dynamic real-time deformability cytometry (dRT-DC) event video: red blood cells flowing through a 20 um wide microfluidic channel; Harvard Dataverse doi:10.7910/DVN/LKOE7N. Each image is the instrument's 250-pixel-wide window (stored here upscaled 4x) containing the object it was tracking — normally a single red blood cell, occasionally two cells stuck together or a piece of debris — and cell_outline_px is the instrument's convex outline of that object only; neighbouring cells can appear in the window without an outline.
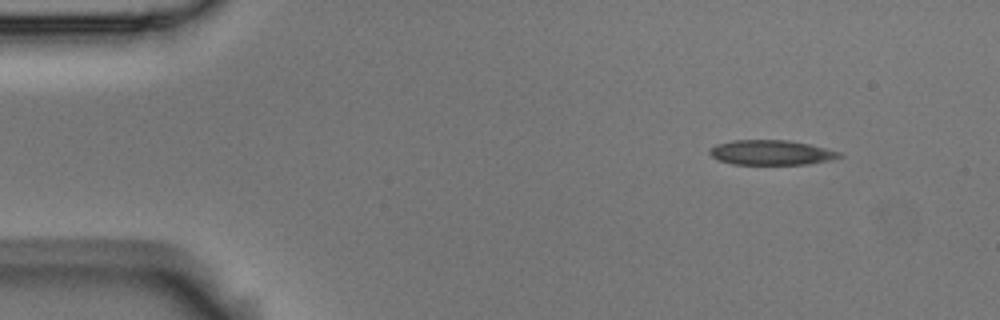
{"species": "Egyptian fruit bat (a non-hibernating species)", "species_latin": "Rousettus aegyptiacus", "temperature_condition": "room temperature", "stored_images_in_passage": 50, "camera_frame_rate_fps": 3000, "um_per_image_px": 0.085, "animal": {"sex": "male"}, "frame": {"image": 1, "passage_image": 1, "time_ms": 0.0, "image_size_px": [1000, 320], "cell_outline_px": [[844, 156], [832, 160], [808, 164], [732, 164], [716, 160], [708, 152], [708, 148], [716, 144], [732, 140], [788, 140], [808, 144], [840, 152]], "centroid_in_image_um": [65.51, 12.97], "position_along_channel_um": 19.5, "area_um2": 18.9}}
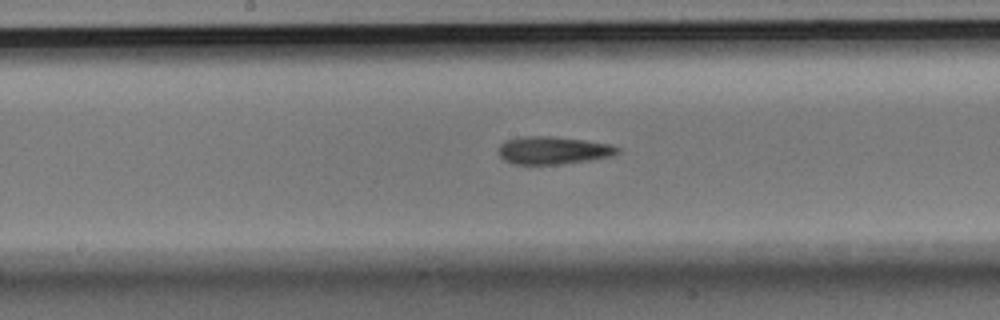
{"frame": {"image": 2, "passage_image": 23, "time_ms": 7.333, "image_size_px": [1000, 320], "cell_outline_px": [[620, 152], [612, 156], [588, 160], [560, 164], [512, 164], [504, 160], [500, 156], [500, 144], [504, 140], [524, 136], [552, 136], [584, 140], [612, 144], [620, 148]], "centroid_in_image_um": [47.03, 12.77], "position_along_channel_um": 201.2, "area_um2": 19.25}}
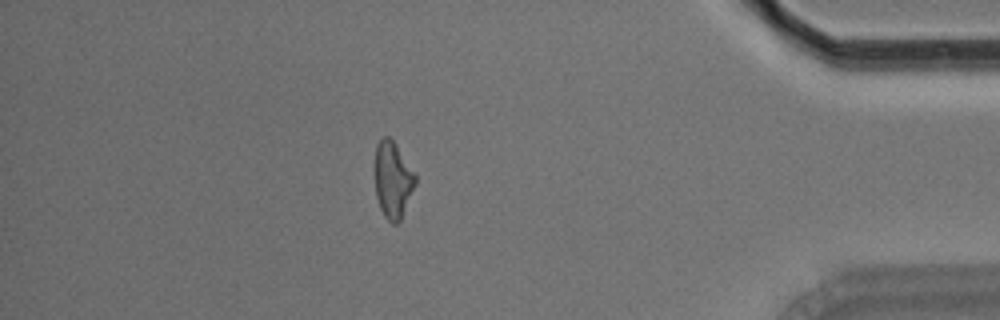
{"frame": {"image": 3, "passage_image": 43, "time_ms": 14.0, "image_size_px": [1000, 320], "cell_outline_px": [[416, 184], [400, 220], [396, 224], [392, 224], [384, 216], [380, 208], [376, 196], [376, 144], [384, 136], [388, 136], [396, 144], [416, 176]], "centroid_in_image_um": [33.39, 15.3], "position_along_channel_um": 401.8, "area_um2": 17.69}, "authors_computed_cell_mechanics": {"area_um2": 18.8428, "velocity_mm_per_s": 3.6165, "shape_relaxation_time_tau1_ms": 8.628, "shape_relaxation_time_tau2_ms": 3.5667, "deformation_change_tau1": 0.1922, "deformation_change_tau2": 0.1182}}